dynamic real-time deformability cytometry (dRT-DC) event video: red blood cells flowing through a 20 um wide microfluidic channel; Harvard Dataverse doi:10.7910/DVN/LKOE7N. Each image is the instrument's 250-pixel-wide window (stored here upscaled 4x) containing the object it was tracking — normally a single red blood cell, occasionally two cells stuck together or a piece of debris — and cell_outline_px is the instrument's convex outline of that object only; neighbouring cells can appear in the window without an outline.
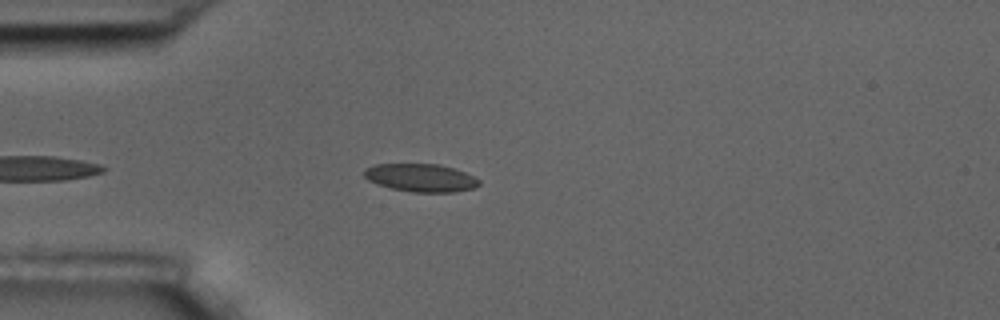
{"species": "common noctule bat (a hibernating species)", "species_latin": "Nyctalus noctula", "temperature_condition": "room temperature", "stored_images_in_passage": 42, "camera_frame_rate_fps": 3000, "um_per_image_px": 0.085, "animal": {"sex": "male", "body_mass_g": 17.5, "forearm_length_mm": 52.3}, "frame": {"image": 1, "passage_image": 4, "time_ms": 1.0, "image_size_px": [1000, 320], "cell_outline_px": [[480, 184], [476, 188], [452, 192], [412, 192], [392, 188], [376, 184], [368, 180], [364, 176], [364, 168], [376, 164], [440, 164], [464, 172], [480, 180]], "centroid_in_image_um": [35.76, 15.11], "position_along_channel_um": 49.2, "area_um2": 18.73}}
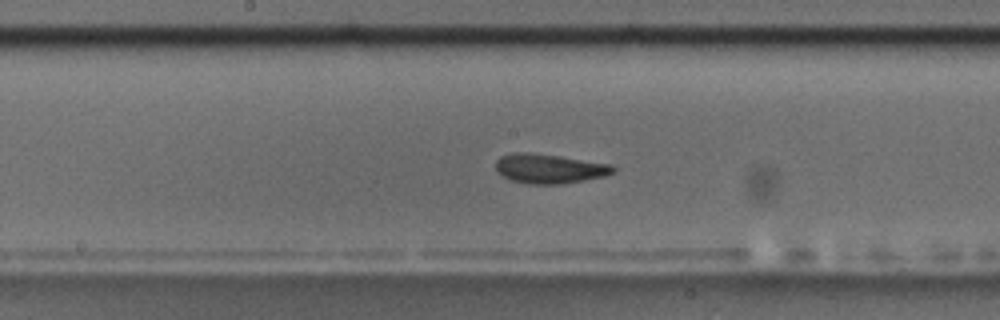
{"frame": {"image": 2, "passage_image": 14, "time_ms": 4.333, "image_size_px": [1000, 320], "cell_outline_px": [[616, 172], [604, 176], [584, 180], [560, 184], [528, 184], [512, 180], [496, 172], [496, 160], [500, 156], [512, 152], [528, 152], [560, 156], [612, 164], [616, 168]], "centroid_in_image_um": [46.7, 14.32], "position_along_channel_um": 201.5, "area_um2": 20.29}}
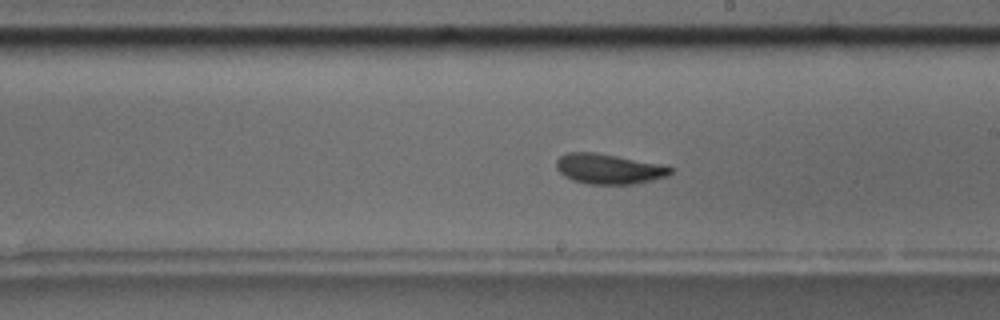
{"frame": {"image": 3, "passage_image": 17, "time_ms": 5.333, "image_size_px": [1000, 320], "cell_outline_px": [[672, 172], [668, 176], [652, 180], [632, 184], [588, 184], [572, 180], [564, 176], [556, 168], [556, 160], [560, 156], [568, 152], [596, 152], [656, 164], [672, 168]], "centroid_in_image_um": [51.68, 14.36], "position_along_channel_um": 237.3, "area_um2": 19.77}, "authors_computed_cell_mechanics": {"area_um2": 19.5653, "velocity_mm_per_s": 3.5866, "shape_relaxation_time_tau1_ms": 1.6473, "shape_relaxation_time_tau2_ms": 1.2095, "deformation_change_tau1": 0.0877, "deformation_change_tau2": 0.0631}}